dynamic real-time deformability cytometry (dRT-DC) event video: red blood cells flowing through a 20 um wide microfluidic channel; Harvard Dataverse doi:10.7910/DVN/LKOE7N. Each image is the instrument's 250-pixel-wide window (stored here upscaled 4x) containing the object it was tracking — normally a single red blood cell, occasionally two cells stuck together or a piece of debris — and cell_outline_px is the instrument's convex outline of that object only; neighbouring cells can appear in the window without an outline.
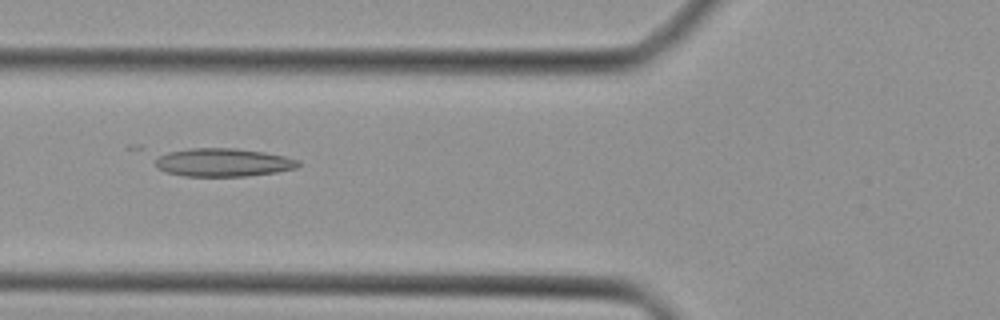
{"species": "Egyptian fruit bat (a non-hibernating species)", "species_latin": "Rousettus aegyptiacus", "temperature_condition": "cold", "stored_images_in_passage": 42, "camera_frame_rate_fps": 3000, "um_per_image_px": 0.085, "animal": {"sex": "female"}, "frame": {"image": 1, "passage_image": 17, "time_ms": 5.333, "image_size_px": [1000, 320], "cell_outline_px": [[300, 164], [296, 168], [276, 172], [248, 176], [184, 176], [168, 172], [156, 168], [156, 160], [160, 156], [168, 152], [188, 148], [236, 148], [264, 152], [284, 156], [300, 160]], "centroid_in_image_um": [18.99, 13.8], "position_along_channel_um": 106.8, "area_um2": 23.47}}
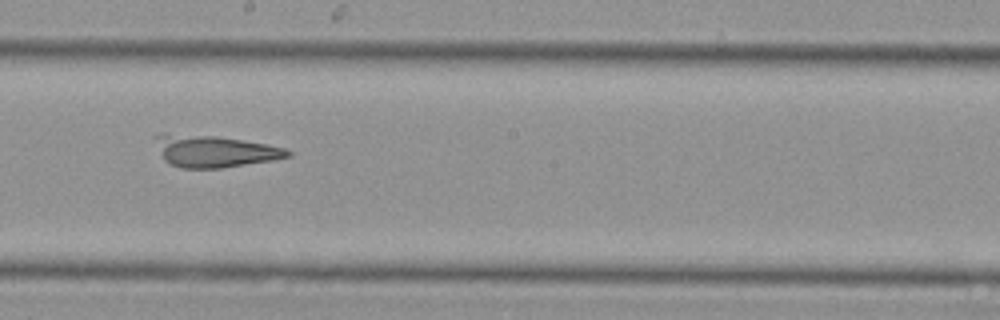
{"frame": {"image": 2, "passage_image": 25, "time_ms": 8.0, "image_size_px": [1000, 320], "cell_outline_px": [[292, 156], [272, 160], [220, 168], [180, 168], [164, 160], [152, 136], [164, 132], [216, 136], [268, 144], [284, 148], [292, 152]], "centroid_in_image_um": [18.18, 12.83], "position_along_channel_um": 230.0, "area_um2": 24.68}}
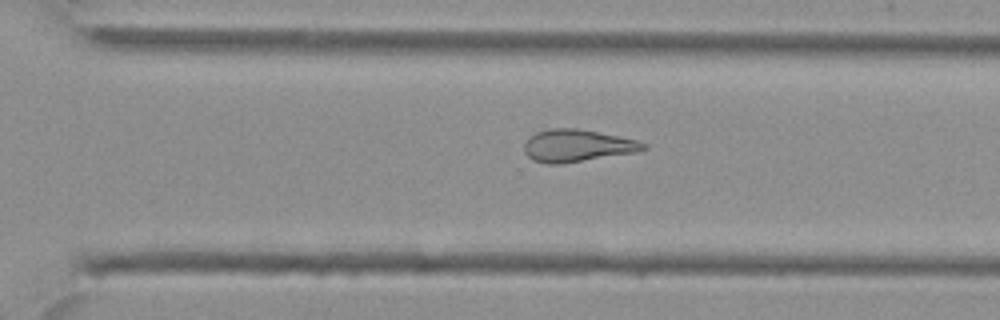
{"frame": {"image": 3, "passage_image": 31, "time_ms": 10.0, "image_size_px": [1000, 320], "cell_outline_px": [[648, 148], [636, 152], [560, 164], [548, 164], [532, 160], [524, 152], [524, 144], [536, 132], [548, 128], [576, 128], [636, 140], [648, 144]], "centroid_in_image_um": [49.04, 12.39], "position_along_channel_um": 321.6, "area_um2": 22.2}}